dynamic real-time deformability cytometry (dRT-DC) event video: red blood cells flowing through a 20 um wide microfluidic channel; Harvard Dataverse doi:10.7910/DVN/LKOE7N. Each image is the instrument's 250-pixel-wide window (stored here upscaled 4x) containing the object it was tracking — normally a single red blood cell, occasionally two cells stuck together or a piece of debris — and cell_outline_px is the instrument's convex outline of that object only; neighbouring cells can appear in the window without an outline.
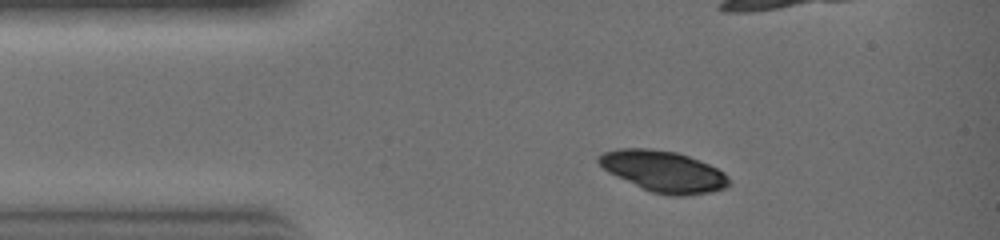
{"species": "common noctule bat (a hibernating species)", "species_latin": "Nyctalus noctula", "temperature_condition": "warm", "stored_images_in_passage": 6, "camera_frame_rate_fps": 3000, "um_per_image_px": 0.085, "animal": {"sex": "female", "body_mass_g": 19.0, "forearm_length_mm": 51.5}, "frame": {"image": 1, "passage_image": 3, "time_ms": 0.667, "image_size_px": [1000, 240], "cell_outline_px": [[728, 184], [724, 188], [712, 192], [684, 196], [672, 196], [652, 192], [616, 176], [608, 172], [596, 160], [596, 156], [604, 152], [616, 148], [652, 148], [676, 152], [688, 156], [708, 164], [724, 172], [728, 176]], "centroid_in_image_um": [56.37, 14.55], "position_along_channel_um": 28.6, "area_um2": 31.1}}